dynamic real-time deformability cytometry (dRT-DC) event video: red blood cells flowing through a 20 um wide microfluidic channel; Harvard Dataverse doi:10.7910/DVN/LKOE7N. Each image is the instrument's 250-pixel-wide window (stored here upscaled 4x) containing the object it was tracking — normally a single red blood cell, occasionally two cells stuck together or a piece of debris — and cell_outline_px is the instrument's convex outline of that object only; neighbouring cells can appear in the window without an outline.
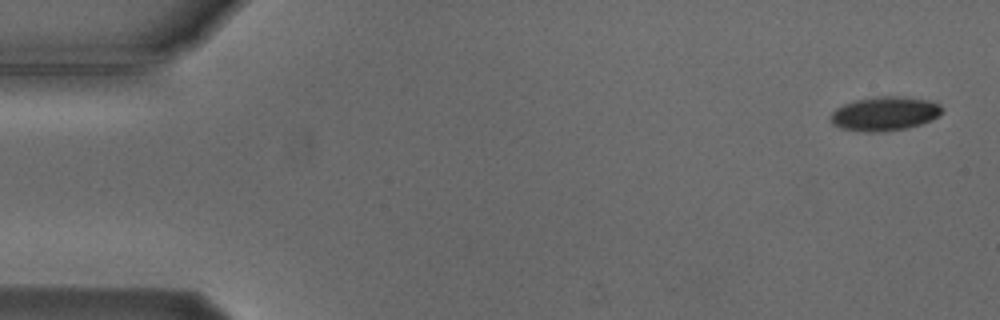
{"species": "Egyptian fruit bat (a non-hibernating species)", "species_latin": "Rousettus aegyptiacus", "temperature_condition": "cold", "stored_images_in_passage": 5, "camera_frame_rate_fps": 3000, "um_per_image_px": 0.085, "animal": {"sex": "male"}, "frame": {"image": 1, "passage_image": 1, "time_ms": 0.0, "image_size_px": [1000, 320], "cell_outline_px": [[944, 108], [932, 120], [908, 128], [876, 132], [868, 132], [840, 128], [832, 124], [832, 112], [836, 108], [844, 104], [856, 100], [876, 96], [900, 96], [928, 100], [940, 104]], "centroid_in_image_um": [75.2, 9.65], "position_along_channel_um": 9.8, "area_um2": 21.96}}
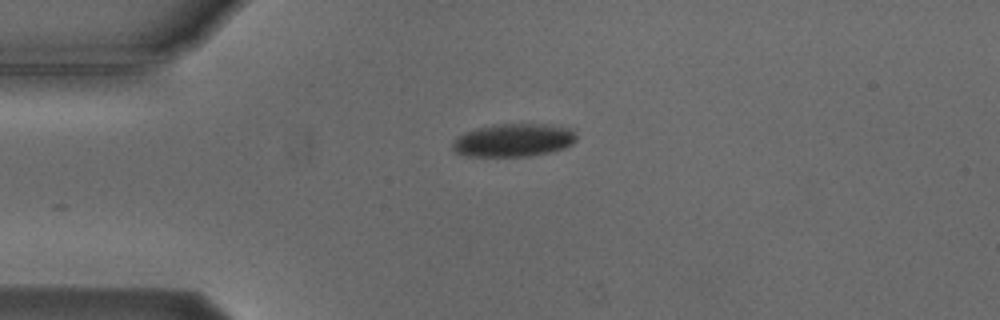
{"frame": {"image": 2, "passage_image": 4, "time_ms": 3.667, "image_size_px": [1000, 320], "cell_outline_px": [[576, 140], [572, 144], [564, 148], [552, 152], [528, 156], [468, 156], [456, 152], [452, 148], [452, 144], [464, 132], [476, 128], [496, 124], [544, 124], [572, 128], [576, 136]], "centroid_in_image_um": [43.68, 11.91], "position_along_channel_um": 41.3, "area_um2": 23.81}}